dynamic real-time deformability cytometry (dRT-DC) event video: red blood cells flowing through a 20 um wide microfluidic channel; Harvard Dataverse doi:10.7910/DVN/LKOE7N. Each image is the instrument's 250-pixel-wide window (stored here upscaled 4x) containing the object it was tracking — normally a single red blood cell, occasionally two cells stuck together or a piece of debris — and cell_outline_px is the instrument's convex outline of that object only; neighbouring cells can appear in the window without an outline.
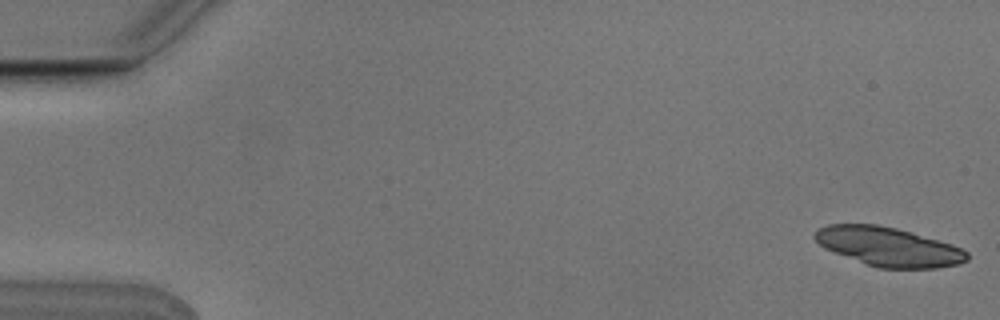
{"species": "Egyptian fruit bat (a non-hibernating species)", "species_latin": "Rousettus aegyptiacus", "temperature_condition": "cold", "stored_images_in_passage": 6, "camera_frame_rate_fps": 3000, "um_per_image_px": 0.085, "animal": {"sex": "male"}, "frame": {"image": 1, "passage_image": 1, "time_ms": 0.0, "image_size_px": [1000, 320], "cell_outline_px": [[968, 260], [960, 264], [936, 268], [880, 268], [868, 264], [824, 248], [812, 236], [820, 228], [828, 224], [876, 224], [896, 228], [912, 232], [952, 244], [968, 252]], "centroid_in_image_um": [75.55, 20.96], "position_along_channel_um": 9.4, "area_um2": 34.28}}
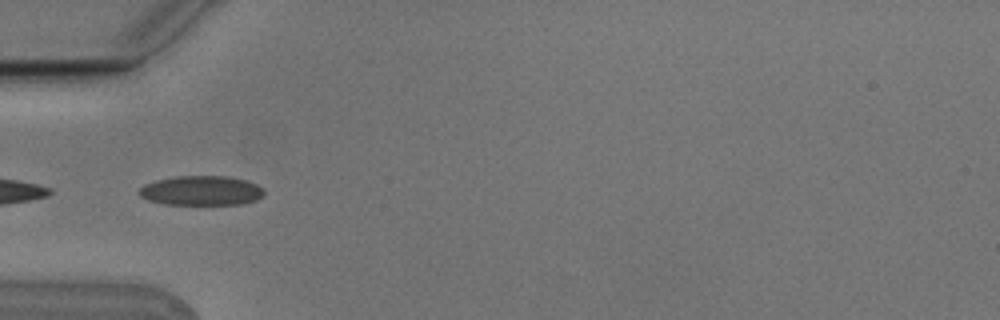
{"frame": {"image": 2, "passage_image": 6, "time_ms": 1.667, "image_size_px": [1000, 320], "cell_outline_px": [[264, 196], [256, 200], [244, 204], [164, 204], [148, 200], [140, 196], [136, 192], [144, 184], [156, 180], [176, 176], [228, 176], [244, 180], [256, 184], [264, 188]], "centroid_in_image_um": [17.11, 16.2], "position_along_channel_um": 67.9, "area_um2": 21.68}}